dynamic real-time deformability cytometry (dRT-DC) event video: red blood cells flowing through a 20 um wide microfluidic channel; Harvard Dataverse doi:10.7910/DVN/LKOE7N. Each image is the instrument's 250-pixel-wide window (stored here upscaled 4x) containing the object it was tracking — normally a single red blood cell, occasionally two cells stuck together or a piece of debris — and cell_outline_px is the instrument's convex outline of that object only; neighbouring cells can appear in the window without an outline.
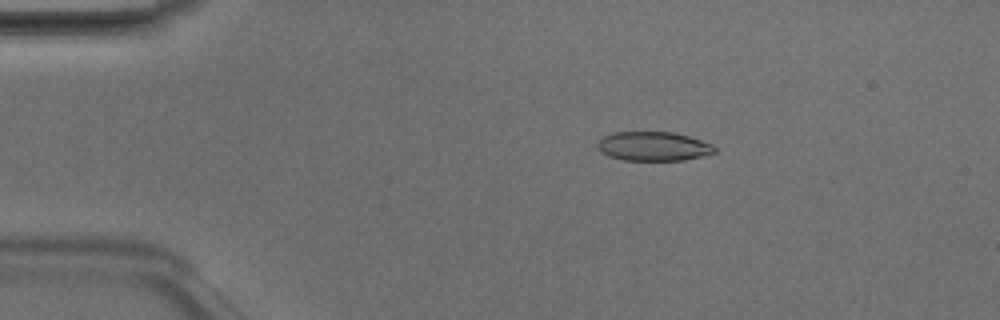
{"species": "Egyptian fruit bat (a non-hibernating species)", "species_latin": "Rousettus aegyptiacus", "temperature_condition": "room temperature", "stored_images_in_passage": 6, "camera_frame_rate_fps": 3000, "um_per_image_px": 0.085, "animal": {"sex": "male"}, "frame": {"image": 1, "passage_image": 3, "time_ms": 0.667, "image_size_px": [1000, 320], "cell_outline_px": [[716, 152], [684, 160], [624, 160], [608, 156], [596, 144], [604, 136], [612, 132], [672, 132], [688, 136], [712, 144], [716, 148]], "centroid_in_image_um": [55.55, 12.43], "position_along_channel_um": 29.5, "area_um2": 19.65}}
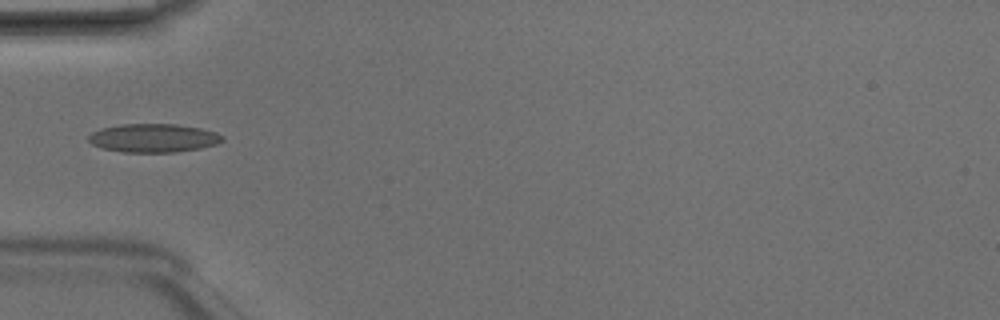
{"frame": {"image": 2, "passage_image": 5, "time_ms": 1.333, "image_size_px": [1000, 320], "cell_outline_px": [[224, 140], [216, 144], [200, 148], [176, 152], [124, 152], [104, 148], [92, 144], [88, 140], [88, 136], [92, 132], [100, 128], [120, 124], [176, 124], [200, 128], [216, 132], [224, 136]], "centroid_in_image_um": [13.05, 11.72], "position_along_channel_um": 72.0, "area_um2": 22.25}}